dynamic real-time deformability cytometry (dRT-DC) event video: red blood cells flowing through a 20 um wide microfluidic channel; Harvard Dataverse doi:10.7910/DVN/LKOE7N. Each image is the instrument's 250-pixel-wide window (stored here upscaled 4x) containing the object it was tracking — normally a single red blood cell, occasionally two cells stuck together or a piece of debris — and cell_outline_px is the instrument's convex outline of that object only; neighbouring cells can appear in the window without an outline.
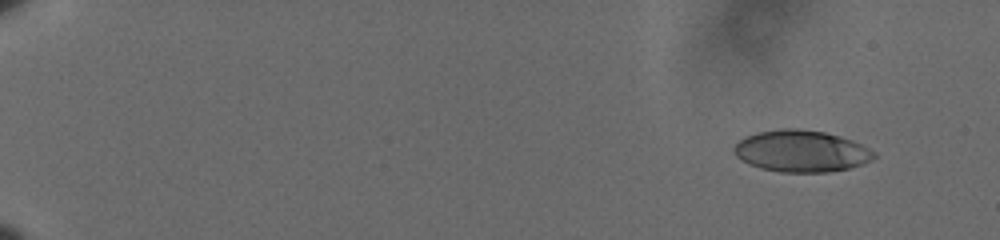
{"species": "human", "species_latin": "Homo sapiens", "temperature_condition": "cold", "stored_images_in_passage": 60, "camera_frame_rate_fps": 3000, "um_per_image_px": 0.085, "donor": {"sex": "male"}, "frame": {"image": 1, "passage_image": 5, "time_ms": 1.333, "image_size_px": [1000, 240], "cell_outline_px": [[876, 156], [872, 160], [864, 164], [848, 168], [828, 172], [780, 172], [760, 168], [748, 164], [736, 156], [732, 148], [744, 136], [756, 132], [784, 128], [800, 128], [824, 132], [840, 136], [852, 140], [876, 152]], "centroid_in_image_um": [68.1, 12.84], "position_along_channel_um": 16.9, "area_um2": 34.22}}
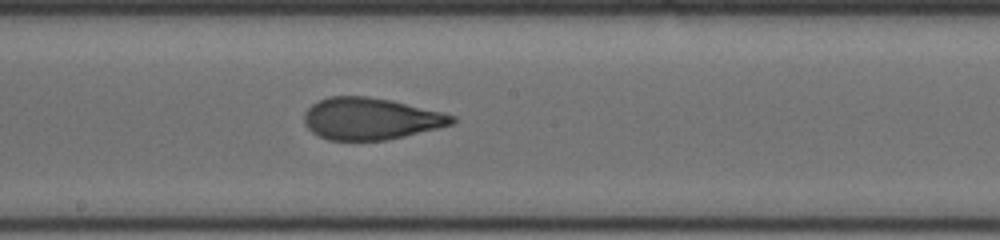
{"frame": {"image": 2, "passage_image": 36, "time_ms": 11.667, "image_size_px": [1000, 240], "cell_outline_px": [[456, 120], [452, 124], [404, 136], [384, 140], [328, 140], [312, 132], [304, 124], [304, 112], [312, 104], [328, 96], [368, 96], [392, 100], [456, 116]], "centroid_in_image_um": [31.46, 10.08], "position_along_channel_um": 216.7, "area_um2": 35.84}}
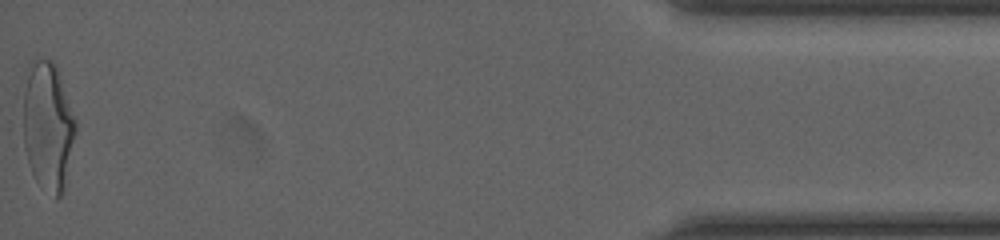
{"frame": {"image": 3, "passage_image": 60, "time_ms": 19.667, "image_size_px": [1000, 240], "cell_outline_px": [[76, 132], [64, 188], [60, 196], [56, 200], [36, 180], [32, 172], [24, 148], [24, 92], [28, 64], [36, 60], [52, 60], [56, 64], [76, 120]], "centroid_in_image_um": [4.08, 10.72], "position_along_channel_um": 431.1, "area_um2": 39.07}, "authors_computed_cell_mechanics": {"area_um2": 35.836, "velocity_mm_per_s": 3.6189, "shape_relaxation_time_tau1_ms": 8.2711, "shape_relaxation_time_tau2_ms": 1.1351, "deformation_change_tau1": 0.2267, "deformation_change_tau2": 0.0866}}